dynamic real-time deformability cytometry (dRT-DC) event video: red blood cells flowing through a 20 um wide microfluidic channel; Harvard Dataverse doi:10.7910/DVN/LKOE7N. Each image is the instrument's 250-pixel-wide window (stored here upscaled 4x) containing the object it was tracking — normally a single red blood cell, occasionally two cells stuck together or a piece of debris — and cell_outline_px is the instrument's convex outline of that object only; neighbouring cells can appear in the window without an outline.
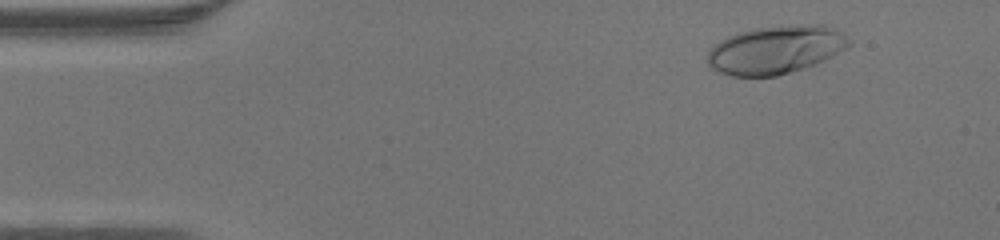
{"species": "human", "species_latin": "Homo sapiens", "temperature_condition": "warm", "stored_images_in_passage": 45, "camera_frame_rate_fps": 3000, "um_per_image_px": 0.085, "donor": {"sex": "male"}, "frame": {"image": 1, "passage_image": 4, "time_ms": 1.0, "image_size_px": [1000, 240], "cell_outline_px": [[852, 44], [832, 56], [816, 64], [804, 68], [776, 76], [732, 76], [720, 72], [712, 68], [708, 64], [708, 52], [720, 40], [728, 36], [740, 32], [756, 28], [780, 24], [828, 24], [836, 28], [852, 40]], "centroid_in_image_um": [65.99, 4.2], "position_along_channel_um": 19.0, "area_um2": 40.11}}
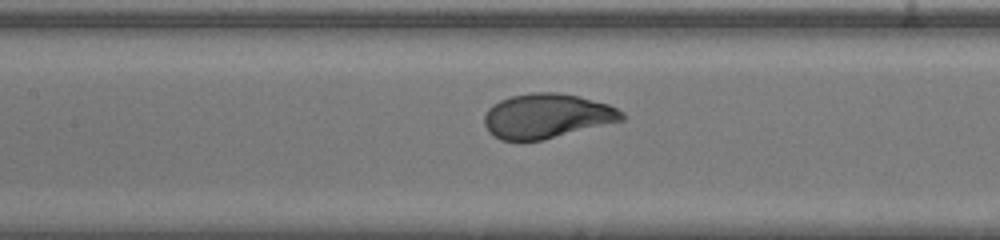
{"frame": {"image": 2, "passage_image": 20, "time_ms": 6.333, "image_size_px": [1000, 240], "cell_outline_px": [[624, 120], [544, 140], [500, 140], [492, 136], [488, 132], [484, 124], [484, 116], [488, 108], [492, 104], [500, 100], [512, 96], [532, 92], [560, 92], [608, 104], [624, 112]], "centroid_in_image_um": [46.45, 9.86], "position_along_channel_um": 160.9, "area_um2": 35.84}}
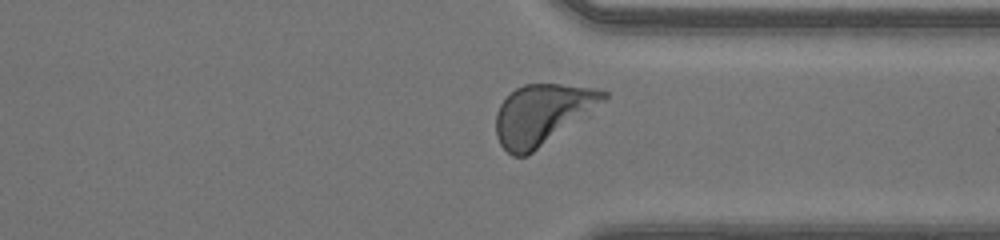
{"frame": {"image": 3, "passage_image": 34, "time_ms": 11.0, "image_size_px": [1000, 240], "cell_outline_px": [[608, 96], [588, 116], [528, 156], [512, 156], [500, 144], [496, 136], [496, 112], [500, 104], [516, 88], [524, 84], [560, 84], [596, 88], [608, 92]], "centroid_in_image_um": [46.11, 9.74], "position_along_channel_um": 365.3, "area_um2": 38.15}}